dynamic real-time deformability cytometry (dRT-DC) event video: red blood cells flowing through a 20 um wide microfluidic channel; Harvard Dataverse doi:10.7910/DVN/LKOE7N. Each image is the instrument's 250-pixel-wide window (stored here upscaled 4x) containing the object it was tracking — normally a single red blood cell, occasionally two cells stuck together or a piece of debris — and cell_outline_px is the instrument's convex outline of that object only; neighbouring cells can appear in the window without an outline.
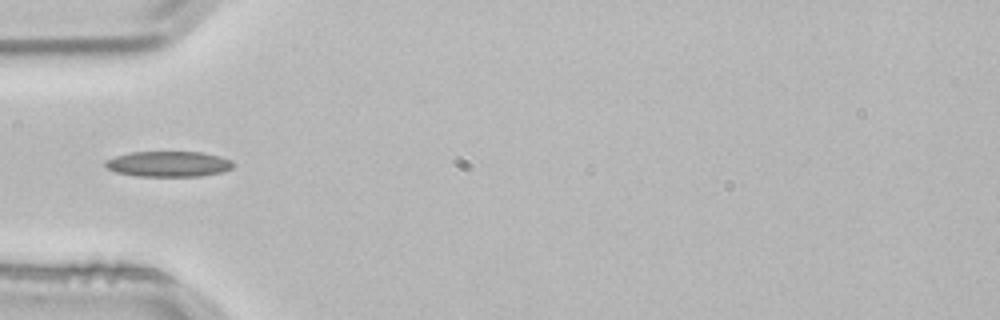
{"species": "common noctule bat (a hibernating species)", "species_latin": "Nyctalus noctula", "temperature_condition": "room temperature", "stored_images_in_passage": 1, "camera_frame_rate_fps": 3000, "um_per_image_px": 0.085, "animal": {"sex": "male", "body_mass_g": 21.5, "forearm_length_mm": 52.0}, "frame": {"image": 1, "passage_image": 1, "time_ms": 0.0, "image_size_px": [1000, 320], "cell_outline_px": [[236, 164], [232, 168], [220, 172], [200, 176], [136, 176], [116, 172], [108, 168], [104, 164], [104, 160], [116, 156], [132, 152], [204, 152], [220, 156], [232, 160]], "centroid_in_image_um": [14.34, 13.93], "position_along_channel_um": 70.7, "area_um2": 19.07}}